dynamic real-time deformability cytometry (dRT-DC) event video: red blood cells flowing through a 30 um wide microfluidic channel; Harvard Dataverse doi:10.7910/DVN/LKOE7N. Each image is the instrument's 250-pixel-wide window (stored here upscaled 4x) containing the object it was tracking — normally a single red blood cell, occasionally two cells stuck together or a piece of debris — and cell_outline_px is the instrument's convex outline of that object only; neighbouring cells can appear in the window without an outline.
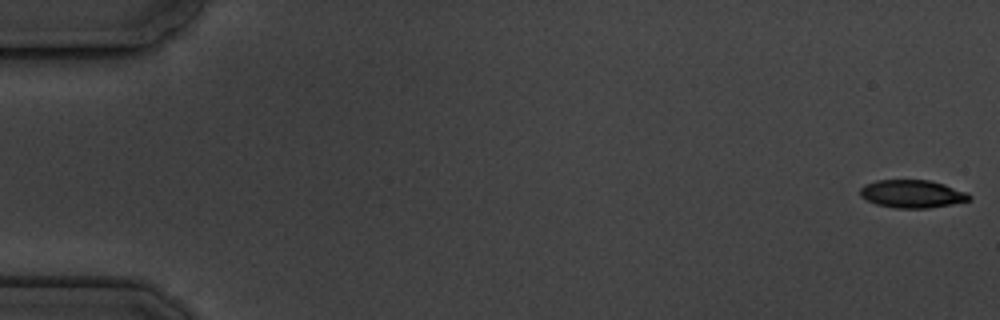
{"species": "common noctule bat (a hibernating species)", "species_latin": "Nyctalus noctula", "temperature_condition": "cold", "stored_images_in_passage": 6, "camera_frame_rate_fps": 3000, "um_per_image_px": 0.085, "animal": {"sex": "male", "body_mass_g": 19.5, "forearm_length_mm": 54.6}, "frame": {"image": 1, "passage_image": 1, "time_ms": 0.0, "image_size_px": [1000, 320], "cell_outline_px": [[972, 200], [952, 204], [928, 208], [892, 208], [876, 204], [860, 196], [860, 188], [864, 184], [876, 180], [928, 180], [944, 184], [968, 192], [972, 196]], "centroid_in_image_um": [77.55, 16.48], "position_along_channel_um": 7.4, "area_um2": 17.92}}
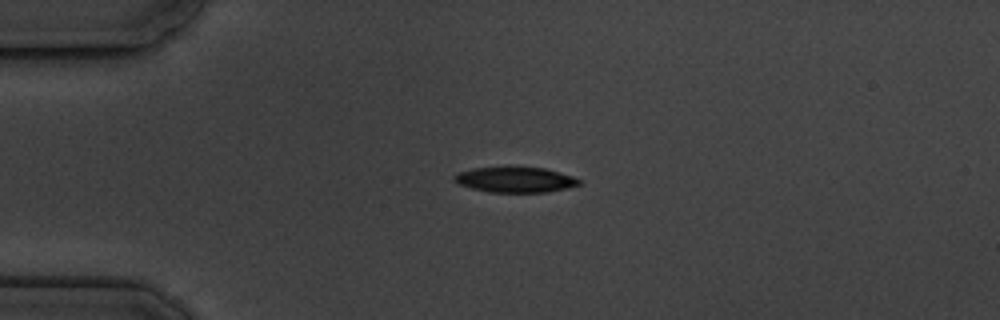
{"frame": {"image": 2, "passage_image": 4, "time_ms": 4.333, "image_size_px": [1000, 320], "cell_outline_px": [[584, 184], [568, 188], [548, 192], [488, 192], [472, 188], [460, 184], [452, 180], [452, 176], [456, 172], [472, 168], [508, 164], [544, 168], [560, 172], [584, 180]], "centroid_in_image_um": [43.8, 15.23], "position_along_channel_um": 41.2, "area_um2": 19.59}}